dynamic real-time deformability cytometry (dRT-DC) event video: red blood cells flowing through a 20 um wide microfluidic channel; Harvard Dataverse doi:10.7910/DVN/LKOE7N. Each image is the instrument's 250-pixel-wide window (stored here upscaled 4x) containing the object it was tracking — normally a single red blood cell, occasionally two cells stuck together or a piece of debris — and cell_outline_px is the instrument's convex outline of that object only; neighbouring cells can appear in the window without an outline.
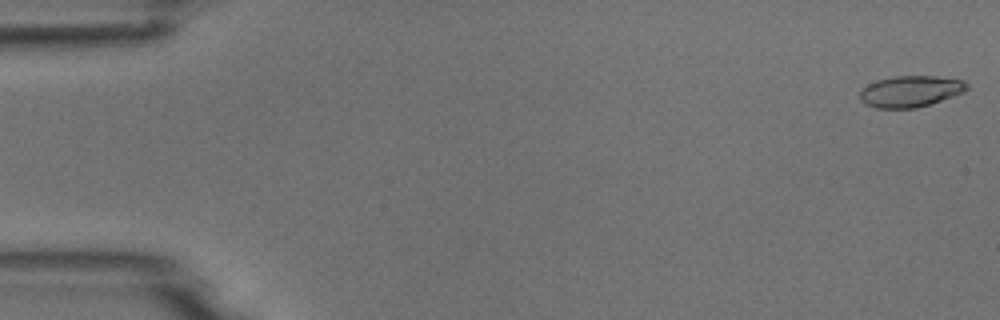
{"species": "common noctule bat (a hibernating species)", "species_latin": "Nyctalus noctula", "temperature_condition": "room temperature", "stored_images_in_passage": 5, "camera_frame_rate_fps": 3000, "um_per_image_px": 0.085, "animal": {"sex": "male", "body_mass_g": 18.8}, "frame": {"image": 1, "passage_image": 1, "time_ms": 0.0, "image_size_px": [1000, 320], "cell_outline_px": [[968, 88], [964, 92], [916, 108], [876, 108], [864, 104], [860, 100], [860, 92], [868, 84], [876, 80], [892, 76], [936, 76], [964, 80], [968, 84]], "centroid_in_image_um": [77.37, 7.75], "position_along_channel_um": 7.6, "area_um2": 19.48}}
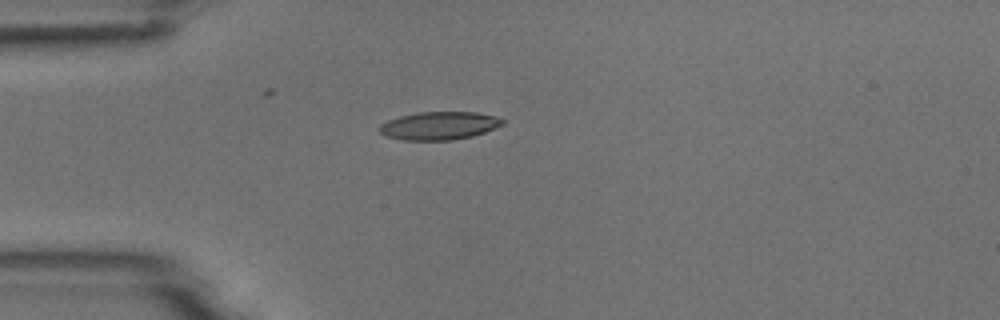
{"frame": {"image": 2, "passage_image": 5, "time_ms": 4.333, "image_size_px": [1000, 320], "cell_outline_px": [[504, 124], [484, 132], [472, 136], [452, 140], [404, 140], [388, 136], [380, 132], [380, 124], [388, 120], [400, 116], [416, 112], [476, 112], [496, 116], [504, 120]], "centroid_in_image_um": [37.35, 10.67], "position_along_channel_um": 47.7, "area_um2": 20.0}}